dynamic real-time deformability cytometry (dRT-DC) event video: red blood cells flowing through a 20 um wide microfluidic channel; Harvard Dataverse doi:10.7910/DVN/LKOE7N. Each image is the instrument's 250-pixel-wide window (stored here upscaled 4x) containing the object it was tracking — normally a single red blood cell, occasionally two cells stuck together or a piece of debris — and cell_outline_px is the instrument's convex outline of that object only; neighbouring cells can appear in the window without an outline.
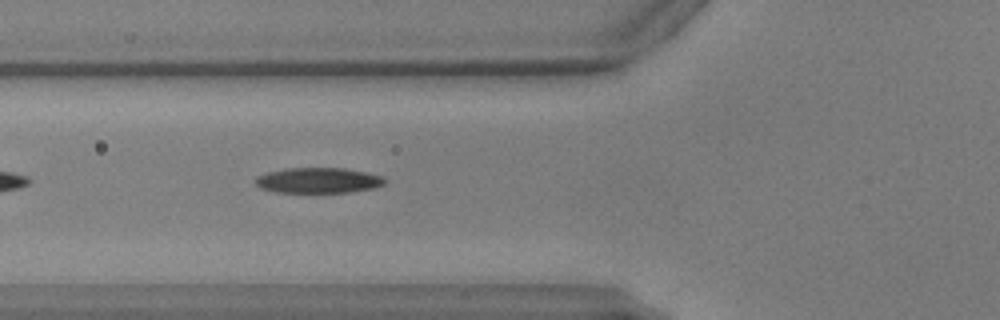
{"species": "common noctule bat (a hibernating species)", "species_latin": "Nyctalus noctula", "temperature_condition": "warm", "stored_images_in_passage": 37, "camera_frame_rate_fps": 3000, "um_per_image_px": 0.085, "animal": {"sex": "male", "body_mass_g": 17.9, "forearm_length_mm": 54.2}, "frame": {"image": 1, "passage_image": 5, "time_ms": 1.333, "image_size_px": [1000, 320], "cell_outline_px": [[384, 184], [372, 188], [352, 192], [276, 192], [260, 188], [256, 184], [256, 176], [268, 172], [284, 168], [344, 168], [364, 172], [380, 176], [384, 180]], "centroid_in_image_um": [27.0, 15.33], "position_along_channel_um": 98.8, "area_um2": 18.96}}
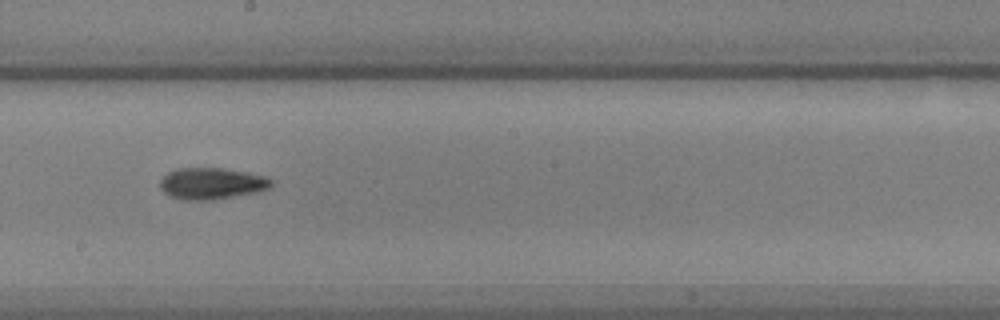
{"frame": {"image": 2, "passage_image": 15, "time_ms": 4.667, "image_size_px": [1000, 320], "cell_outline_px": [[272, 184], [268, 188], [256, 192], [216, 200], [184, 200], [168, 196], [160, 188], [160, 180], [168, 172], [176, 168], [224, 168], [248, 172], [264, 176], [272, 180]], "centroid_in_image_um": [17.96, 15.6], "position_along_channel_um": 230.2, "area_um2": 20.58}}
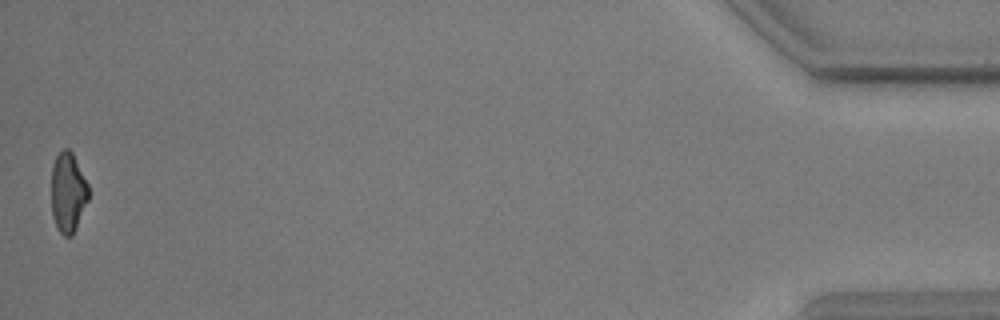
{"frame": {"image": 3, "passage_image": 37, "time_ms": 12.0, "image_size_px": [1000, 320], "cell_outline_px": [[88, 200], [76, 228], [72, 236], [64, 236], [60, 232], [52, 216], [52, 164], [56, 156], [64, 148], [68, 148], [72, 152], [88, 184]], "centroid_in_image_um": [5.78, 16.35], "position_along_channel_um": 429.4, "area_um2": 17.17}, "authors_computed_cell_mechanics": {"area_um2": 19.1318, "velocity_mm_per_s": 3.9318, "shape_relaxation_time_tau1_ms": 3.5225, "shape_relaxation_time_tau2_ms": 3.8075, "deformation_change_tau1": 0.1603, "deformation_change_tau2": 0.1107}}